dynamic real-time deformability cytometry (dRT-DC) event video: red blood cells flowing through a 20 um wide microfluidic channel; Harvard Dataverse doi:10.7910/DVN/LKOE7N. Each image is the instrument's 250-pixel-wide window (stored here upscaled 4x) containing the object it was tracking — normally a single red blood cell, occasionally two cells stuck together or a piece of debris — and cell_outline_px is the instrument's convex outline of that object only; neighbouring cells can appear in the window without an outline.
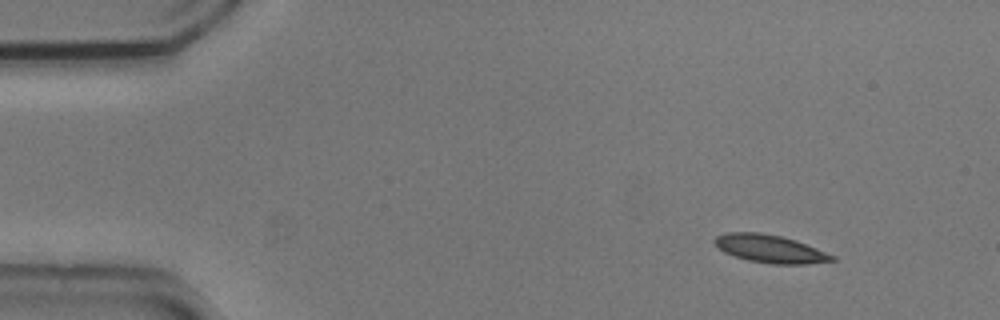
{"species": "common noctule bat (a hibernating species)", "species_latin": "Nyctalus noctula", "temperature_condition": "cold", "stored_images_in_passage": 4, "camera_frame_rate_fps": 3000, "um_per_image_px": 0.085, "animal": {"sex": "male", "body_mass_g": 20.5, "forearm_length_mm": 52.5}, "frame": {"image": 1, "passage_image": 1, "time_ms": 0.0, "image_size_px": [1000, 320], "cell_outline_px": [[836, 260], [804, 264], [772, 264], [748, 260], [724, 252], [712, 240], [716, 236], [724, 232], [760, 232], [780, 236], [796, 240], [836, 256]], "centroid_in_image_um": [65.45, 21.14], "position_along_channel_um": 19.6, "area_um2": 19.02}}